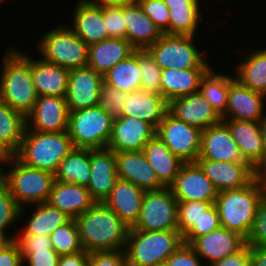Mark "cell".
<instances>
[{
  "instance_id": "cell-1",
  "label": "cell",
  "mask_w": 266,
  "mask_h": 266,
  "mask_svg": "<svg viewBox=\"0 0 266 266\" xmlns=\"http://www.w3.org/2000/svg\"><path fill=\"white\" fill-rule=\"evenodd\" d=\"M75 221L86 252L124 250L130 227L103 202H96Z\"/></svg>"
},
{
  "instance_id": "cell-2",
  "label": "cell",
  "mask_w": 266,
  "mask_h": 266,
  "mask_svg": "<svg viewBox=\"0 0 266 266\" xmlns=\"http://www.w3.org/2000/svg\"><path fill=\"white\" fill-rule=\"evenodd\" d=\"M265 195L266 174H260L246 186L218 192L214 204L221 227L237 232L246 239L253 227L257 206Z\"/></svg>"
},
{
  "instance_id": "cell-3",
  "label": "cell",
  "mask_w": 266,
  "mask_h": 266,
  "mask_svg": "<svg viewBox=\"0 0 266 266\" xmlns=\"http://www.w3.org/2000/svg\"><path fill=\"white\" fill-rule=\"evenodd\" d=\"M6 53L0 73V101L26 117L38 98L31 74V56L12 46Z\"/></svg>"
},
{
  "instance_id": "cell-4",
  "label": "cell",
  "mask_w": 266,
  "mask_h": 266,
  "mask_svg": "<svg viewBox=\"0 0 266 266\" xmlns=\"http://www.w3.org/2000/svg\"><path fill=\"white\" fill-rule=\"evenodd\" d=\"M74 148L67 131L38 132L25 128L21 146L15 157L28 167L55 174L60 162Z\"/></svg>"
},
{
  "instance_id": "cell-5",
  "label": "cell",
  "mask_w": 266,
  "mask_h": 266,
  "mask_svg": "<svg viewBox=\"0 0 266 266\" xmlns=\"http://www.w3.org/2000/svg\"><path fill=\"white\" fill-rule=\"evenodd\" d=\"M181 244L179 230L139 231L131 227L124 248L127 266H164Z\"/></svg>"
},
{
  "instance_id": "cell-6",
  "label": "cell",
  "mask_w": 266,
  "mask_h": 266,
  "mask_svg": "<svg viewBox=\"0 0 266 266\" xmlns=\"http://www.w3.org/2000/svg\"><path fill=\"white\" fill-rule=\"evenodd\" d=\"M9 164L11 168L3 171V183L21 207L20 217H24L26 205L48 201L55 177L49 171L24 165L16 157Z\"/></svg>"
},
{
  "instance_id": "cell-7",
  "label": "cell",
  "mask_w": 266,
  "mask_h": 266,
  "mask_svg": "<svg viewBox=\"0 0 266 266\" xmlns=\"http://www.w3.org/2000/svg\"><path fill=\"white\" fill-rule=\"evenodd\" d=\"M39 40L36 48L43 61L68 70L87 66L88 45L74 33L70 26L60 24Z\"/></svg>"
},
{
  "instance_id": "cell-8",
  "label": "cell",
  "mask_w": 266,
  "mask_h": 266,
  "mask_svg": "<svg viewBox=\"0 0 266 266\" xmlns=\"http://www.w3.org/2000/svg\"><path fill=\"white\" fill-rule=\"evenodd\" d=\"M114 118L99 105L69 111L68 134L76 148L106 149Z\"/></svg>"
},
{
  "instance_id": "cell-9",
  "label": "cell",
  "mask_w": 266,
  "mask_h": 266,
  "mask_svg": "<svg viewBox=\"0 0 266 266\" xmlns=\"http://www.w3.org/2000/svg\"><path fill=\"white\" fill-rule=\"evenodd\" d=\"M146 50L161 69L212 68L194 44V36L164 33Z\"/></svg>"
},
{
  "instance_id": "cell-10",
  "label": "cell",
  "mask_w": 266,
  "mask_h": 266,
  "mask_svg": "<svg viewBox=\"0 0 266 266\" xmlns=\"http://www.w3.org/2000/svg\"><path fill=\"white\" fill-rule=\"evenodd\" d=\"M178 201L169 187L145 191L140 214L132 227L139 231L178 230Z\"/></svg>"
},
{
  "instance_id": "cell-11",
  "label": "cell",
  "mask_w": 266,
  "mask_h": 266,
  "mask_svg": "<svg viewBox=\"0 0 266 266\" xmlns=\"http://www.w3.org/2000/svg\"><path fill=\"white\" fill-rule=\"evenodd\" d=\"M202 130L166 113L156 135L184 163L196 162L200 154Z\"/></svg>"
},
{
  "instance_id": "cell-12",
  "label": "cell",
  "mask_w": 266,
  "mask_h": 266,
  "mask_svg": "<svg viewBox=\"0 0 266 266\" xmlns=\"http://www.w3.org/2000/svg\"><path fill=\"white\" fill-rule=\"evenodd\" d=\"M169 188L178 202L215 203L218 195L213 183L196 162L184 163Z\"/></svg>"
},
{
  "instance_id": "cell-13",
  "label": "cell",
  "mask_w": 266,
  "mask_h": 266,
  "mask_svg": "<svg viewBox=\"0 0 266 266\" xmlns=\"http://www.w3.org/2000/svg\"><path fill=\"white\" fill-rule=\"evenodd\" d=\"M103 83V75L87 66L69 70L65 95L69 111L98 105Z\"/></svg>"
},
{
  "instance_id": "cell-14",
  "label": "cell",
  "mask_w": 266,
  "mask_h": 266,
  "mask_svg": "<svg viewBox=\"0 0 266 266\" xmlns=\"http://www.w3.org/2000/svg\"><path fill=\"white\" fill-rule=\"evenodd\" d=\"M69 109L65 96H38L32 111L26 116V128L38 132L68 130Z\"/></svg>"
},
{
  "instance_id": "cell-15",
  "label": "cell",
  "mask_w": 266,
  "mask_h": 266,
  "mask_svg": "<svg viewBox=\"0 0 266 266\" xmlns=\"http://www.w3.org/2000/svg\"><path fill=\"white\" fill-rule=\"evenodd\" d=\"M196 163L218 192L246 186L260 175L248 162H219L197 159Z\"/></svg>"
},
{
  "instance_id": "cell-16",
  "label": "cell",
  "mask_w": 266,
  "mask_h": 266,
  "mask_svg": "<svg viewBox=\"0 0 266 266\" xmlns=\"http://www.w3.org/2000/svg\"><path fill=\"white\" fill-rule=\"evenodd\" d=\"M222 119L259 122L265 113L266 96L241 85L234 76L228 74V98Z\"/></svg>"
},
{
  "instance_id": "cell-17",
  "label": "cell",
  "mask_w": 266,
  "mask_h": 266,
  "mask_svg": "<svg viewBox=\"0 0 266 266\" xmlns=\"http://www.w3.org/2000/svg\"><path fill=\"white\" fill-rule=\"evenodd\" d=\"M156 130L149 124L133 116L114 119L107 149L113 152L142 151Z\"/></svg>"
},
{
  "instance_id": "cell-18",
  "label": "cell",
  "mask_w": 266,
  "mask_h": 266,
  "mask_svg": "<svg viewBox=\"0 0 266 266\" xmlns=\"http://www.w3.org/2000/svg\"><path fill=\"white\" fill-rule=\"evenodd\" d=\"M238 145L242 158L260 174H265V153L258 122L222 119Z\"/></svg>"
},
{
  "instance_id": "cell-19",
  "label": "cell",
  "mask_w": 266,
  "mask_h": 266,
  "mask_svg": "<svg viewBox=\"0 0 266 266\" xmlns=\"http://www.w3.org/2000/svg\"><path fill=\"white\" fill-rule=\"evenodd\" d=\"M168 112L185 123L204 130L222 121L221 116L198 91L172 99Z\"/></svg>"
},
{
  "instance_id": "cell-20",
  "label": "cell",
  "mask_w": 266,
  "mask_h": 266,
  "mask_svg": "<svg viewBox=\"0 0 266 266\" xmlns=\"http://www.w3.org/2000/svg\"><path fill=\"white\" fill-rule=\"evenodd\" d=\"M246 244V239L239 233L224 227L196 238L190 245L200 259L211 264L238 252Z\"/></svg>"
},
{
  "instance_id": "cell-21",
  "label": "cell",
  "mask_w": 266,
  "mask_h": 266,
  "mask_svg": "<svg viewBox=\"0 0 266 266\" xmlns=\"http://www.w3.org/2000/svg\"><path fill=\"white\" fill-rule=\"evenodd\" d=\"M198 159L219 162H246L243 160L230 130L223 121L202 130Z\"/></svg>"
},
{
  "instance_id": "cell-22",
  "label": "cell",
  "mask_w": 266,
  "mask_h": 266,
  "mask_svg": "<svg viewBox=\"0 0 266 266\" xmlns=\"http://www.w3.org/2000/svg\"><path fill=\"white\" fill-rule=\"evenodd\" d=\"M115 158L119 179L129 181L144 191L164 188L143 151L115 152Z\"/></svg>"
},
{
  "instance_id": "cell-23",
  "label": "cell",
  "mask_w": 266,
  "mask_h": 266,
  "mask_svg": "<svg viewBox=\"0 0 266 266\" xmlns=\"http://www.w3.org/2000/svg\"><path fill=\"white\" fill-rule=\"evenodd\" d=\"M90 180L86 187L95 202H104L117 177L115 152L109 149H90Z\"/></svg>"
},
{
  "instance_id": "cell-24",
  "label": "cell",
  "mask_w": 266,
  "mask_h": 266,
  "mask_svg": "<svg viewBox=\"0 0 266 266\" xmlns=\"http://www.w3.org/2000/svg\"><path fill=\"white\" fill-rule=\"evenodd\" d=\"M73 20L70 28L88 46L99 43L107 38L108 31L103 20V7L95 5L89 0L76 2ZM72 26V27H71Z\"/></svg>"
},
{
  "instance_id": "cell-25",
  "label": "cell",
  "mask_w": 266,
  "mask_h": 266,
  "mask_svg": "<svg viewBox=\"0 0 266 266\" xmlns=\"http://www.w3.org/2000/svg\"><path fill=\"white\" fill-rule=\"evenodd\" d=\"M144 194L145 191L143 189L129 181L118 178L103 203L131 228L139 217Z\"/></svg>"
},
{
  "instance_id": "cell-26",
  "label": "cell",
  "mask_w": 266,
  "mask_h": 266,
  "mask_svg": "<svg viewBox=\"0 0 266 266\" xmlns=\"http://www.w3.org/2000/svg\"><path fill=\"white\" fill-rule=\"evenodd\" d=\"M123 18L126 24V40L136 50H146L164 34L138 3L123 6Z\"/></svg>"
},
{
  "instance_id": "cell-27",
  "label": "cell",
  "mask_w": 266,
  "mask_h": 266,
  "mask_svg": "<svg viewBox=\"0 0 266 266\" xmlns=\"http://www.w3.org/2000/svg\"><path fill=\"white\" fill-rule=\"evenodd\" d=\"M168 112V101L161 95L138 90L127 94L122 116L135 117L155 130Z\"/></svg>"
},
{
  "instance_id": "cell-28",
  "label": "cell",
  "mask_w": 266,
  "mask_h": 266,
  "mask_svg": "<svg viewBox=\"0 0 266 266\" xmlns=\"http://www.w3.org/2000/svg\"><path fill=\"white\" fill-rule=\"evenodd\" d=\"M47 203L75 219L96 202L86 187L54 181Z\"/></svg>"
},
{
  "instance_id": "cell-29",
  "label": "cell",
  "mask_w": 266,
  "mask_h": 266,
  "mask_svg": "<svg viewBox=\"0 0 266 266\" xmlns=\"http://www.w3.org/2000/svg\"><path fill=\"white\" fill-rule=\"evenodd\" d=\"M135 50L126 39L107 38L88 46L87 67L104 75L118 62L127 59Z\"/></svg>"
},
{
  "instance_id": "cell-30",
  "label": "cell",
  "mask_w": 266,
  "mask_h": 266,
  "mask_svg": "<svg viewBox=\"0 0 266 266\" xmlns=\"http://www.w3.org/2000/svg\"><path fill=\"white\" fill-rule=\"evenodd\" d=\"M211 68H191L185 70L162 69L161 96L168 102L180 96L198 92L202 78Z\"/></svg>"
},
{
  "instance_id": "cell-31",
  "label": "cell",
  "mask_w": 266,
  "mask_h": 266,
  "mask_svg": "<svg viewBox=\"0 0 266 266\" xmlns=\"http://www.w3.org/2000/svg\"><path fill=\"white\" fill-rule=\"evenodd\" d=\"M31 74L38 96H65L69 70L31 57Z\"/></svg>"
},
{
  "instance_id": "cell-32",
  "label": "cell",
  "mask_w": 266,
  "mask_h": 266,
  "mask_svg": "<svg viewBox=\"0 0 266 266\" xmlns=\"http://www.w3.org/2000/svg\"><path fill=\"white\" fill-rule=\"evenodd\" d=\"M147 161L155 171L159 182L169 187L179 173L184 162L155 135L142 150Z\"/></svg>"
},
{
  "instance_id": "cell-33",
  "label": "cell",
  "mask_w": 266,
  "mask_h": 266,
  "mask_svg": "<svg viewBox=\"0 0 266 266\" xmlns=\"http://www.w3.org/2000/svg\"><path fill=\"white\" fill-rule=\"evenodd\" d=\"M90 149L74 148L60 162L55 181L87 187L90 180Z\"/></svg>"
},
{
  "instance_id": "cell-34",
  "label": "cell",
  "mask_w": 266,
  "mask_h": 266,
  "mask_svg": "<svg viewBox=\"0 0 266 266\" xmlns=\"http://www.w3.org/2000/svg\"><path fill=\"white\" fill-rule=\"evenodd\" d=\"M249 55L237 65L234 78L241 85L266 96V48Z\"/></svg>"
},
{
  "instance_id": "cell-35",
  "label": "cell",
  "mask_w": 266,
  "mask_h": 266,
  "mask_svg": "<svg viewBox=\"0 0 266 266\" xmlns=\"http://www.w3.org/2000/svg\"><path fill=\"white\" fill-rule=\"evenodd\" d=\"M103 77L105 84L125 93L140 90L139 50H135L127 59L118 62Z\"/></svg>"
},
{
  "instance_id": "cell-36",
  "label": "cell",
  "mask_w": 266,
  "mask_h": 266,
  "mask_svg": "<svg viewBox=\"0 0 266 266\" xmlns=\"http://www.w3.org/2000/svg\"><path fill=\"white\" fill-rule=\"evenodd\" d=\"M34 207L22 233L50 236L57 227L65 225L72 219L65 212L47 202L34 204Z\"/></svg>"
},
{
  "instance_id": "cell-37",
  "label": "cell",
  "mask_w": 266,
  "mask_h": 266,
  "mask_svg": "<svg viewBox=\"0 0 266 266\" xmlns=\"http://www.w3.org/2000/svg\"><path fill=\"white\" fill-rule=\"evenodd\" d=\"M26 128V117L0 101V141L14 154L19 151Z\"/></svg>"
},
{
  "instance_id": "cell-38",
  "label": "cell",
  "mask_w": 266,
  "mask_h": 266,
  "mask_svg": "<svg viewBox=\"0 0 266 266\" xmlns=\"http://www.w3.org/2000/svg\"><path fill=\"white\" fill-rule=\"evenodd\" d=\"M199 92L214 110L222 116L227 107L228 74L217 73L211 68L202 78Z\"/></svg>"
},
{
  "instance_id": "cell-39",
  "label": "cell",
  "mask_w": 266,
  "mask_h": 266,
  "mask_svg": "<svg viewBox=\"0 0 266 266\" xmlns=\"http://www.w3.org/2000/svg\"><path fill=\"white\" fill-rule=\"evenodd\" d=\"M169 10V35L194 36L202 20L200 7H179Z\"/></svg>"
},
{
  "instance_id": "cell-40",
  "label": "cell",
  "mask_w": 266,
  "mask_h": 266,
  "mask_svg": "<svg viewBox=\"0 0 266 266\" xmlns=\"http://www.w3.org/2000/svg\"><path fill=\"white\" fill-rule=\"evenodd\" d=\"M53 249L59 255L75 254L84 251L75 219L57 227L50 235Z\"/></svg>"
},
{
  "instance_id": "cell-41",
  "label": "cell",
  "mask_w": 266,
  "mask_h": 266,
  "mask_svg": "<svg viewBox=\"0 0 266 266\" xmlns=\"http://www.w3.org/2000/svg\"><path fill=\"white\" fill-rule=\"evenodd\" d=\"M140 90L161 95L162 69L147 50H139Z\"/></svg>"
},
{
  "instance_id": "cell-42",
  "label": "cell",
  "mask_w": 266,
  "mask_h": 266,
  "mask_svg": "<svg viewBox=\"0 0 266 266\" xmlns=\"http://www.w3.org/2000/svg\"><path fill=\"white\" fill-rule=\"evenodd\" d=\"M220 226L217 207L212 204L183 235V243L191 244L196 238L206 235Z\"/></svg>"
},
{
  "instance_id": "cell-43",
  "label": "cell",
  "mask_w": 266,
  "mask_h": 266,
  "mask_svg": "<svg viewBox=\"0 0 266 266\" xmlns=\"http://www.w3.org/2000/svg\"><path fill=\"white\" fill-rule=\"evenodd\" d=\"M212 204L214 203L203 201L178 202L177 223L179 232L184 235Z\"/></svg>"
},
{
  "instance_id": "cell-44",
  "label": "cell",
  "mask_w": 266,
  "mask_h": 266,
  "mask_svg": "<svg viewBox=\"0 0 266 266\" xmlns=\"http://www.w3.org/2000/svg\"><path fill=\"white\" fill-rule=\"evenodd\" d=\"M21 207L11 195L8 187L0 184V231L6 232L15 221L20 219Z\"/></svg>"
},
{
  "instance_id": "cell-45",
  "label": "cell",
  "mask_w": 266,
  "mask_h": 266,
  "mask_svg": "<svg viewBox=\"0 0 266 266\" xmlns=\"http://www.w3.org/2000/svg\"><path fill=\"white\" fill-rule=\"evenodd\" d=\"M127 94L116 87L103 83L99 96V106L111 117L122 116L123 104L127 100Z\"/></svg>"
},
{
  "instance_id": "cell-46",
  "label": "cell",
  "mask_w": 266,
  "mask_h": 266,
  "mask_svg": "<svg viewBox=\"0 0 266 266\" xmlns=\"http://www.w3.org/2000/svg\"><path fill=\"white\" fill-rule=\"evenodd\" d=\"M137 3L163 33L169 35V8L163 0H137Z\"/></svg>"
},
{
  "instance_id": "cell-47",
  "label": "cell",
  "mask_w": 266,
  "mask_h": 266,
  "mask_svg": "<svg viewBox=\"0 0 266 266\" xmlns=\"http://www.w3.org/2000/svg\"><path fill=\"white\" fill-rule=\"evenodd\" d=\"M103 20L109 38L126 39V24L123 18V6L103 7Z\"/></svg>"
},
{
  "instance_id": "cell-48",
  "label": "cell",
  "mask_w": 266,
  "mask_h": 266,
  "mask_svg": "<svg viewBox=\"0 0 266 266\" xmlns=\"http://www.w3.org/2000/svg\"><path fill=\"white\" fill-rule=\"evenodd\" d=\"M246 245L266 246V195L257 206L254 224L246 238Z\"/></svg>"
},
{
  "instance_id": "cell-49",
  "label": "cell",
  "mask_w": 266,
  "mask_h": 266,
  "mask_svg": "<svg viewBox=\"0 0 266 266\" xmlns=\"http://www.w3.org/2000/svg\"><path fill=\"white\" fill-rule=\"evenodd\" d=\"M23 266H58L60 255L55 250H20ZM27 261V262H26Z\"/></svg>"
},
{
  "instance_id": "cell-50",
  "label": "cell",
  "mask_w": 266,
  "mask_h": 266,
  "mask_svg": "<svg viewBox=\"0 0 266 266\" xmlns=\"http://www.w3.org/2000/svg\"><path fill=\"white\" fill-rule=\"evenodd\" d=\"M190 244L183 243L168 257L164 266H204Z\"/></svg>"
},
{
  "instance_id": "cell-51",
  "label": "cell",
  "mask_w": 266,
  "mask_h": 266,
  "mask_svg": "<svg viewBox=\"0 0 266 266\" xmlns=\"http://www.w3.org/2000/svg\"><path fill=\"white\" fill-rule=\"evenodd\" d=\"M89 266H127L124 250L90 252Z\"/></svg>"
},
{
  "instance_id": "cell-52",
  "label": "cell",
  "mask_w": 266,
  "mask_h": 266,
  "mask_svg": "<svg viewBox=\"0 0 266 266\" xmlns=\"http://www.w3.org/2000/svg\"><path fill=\"white\" fill-rule=\"evenodd\" d=\"M18 235L15 236L14 241L18 244L19 250H54L50 236L30 233Z\"/></svg>"
},
{
  "instance_id": "cell-53",
  "label": "cell",
  "mask_w": 266,
  "mask_h": 266,
  "mask_svg": "<svg viewBox=\"0 0 266 266\" xmlns=\"http://www.w3.org/2000/svg\"><path fill=\"white\" fill-rule=\"evenodd\" d=\"M210 266H251L249 246L245 244L238 252L226 256Z\"/></svg>"
},
{
  "instance_id": "cell-54",
  "label": "cell",
  "mask_w": 266,
  "mask_h": 266,
  "mask_svg": "<svg viewBox=\"0 0 266 266\" xmlns=\"http://www.w3.org/2000/svg\"><path fill=\"white\" fill-rule=\"evenodd\" d=\"M0 266H23L18 244L14 240L0 251Z\"/></svg>"
},
{
  "instance_id": "cell-55",
  "label": "cell",
  "mask_w": 266,
  "mask_h": 266,
  "mask_svg": "<svg viewBox=\"0 0 266 266\" xmlns=\"http://www.w3.org/2000/svg\"><path fill=\"white\" fill-rule=\"evenodd\" d=\"M58 266H89V253L84 251L60 255Z\"/></svg>"
},
{
  "instance_id": "cell-56",
  "label": "cell",
  "mask_w": 266,
  "mask_h": 266,
  "mask_svg": "<svg viewBox=\"0 0 266 266\" xmlns=\"http://www.w3.org/2000/svg\"><path fill=\"white\" fill-rule=\"evenodd\" d=\"M251 266H266V246H249Z\"/></svg>"
},
{
  "instance_id": "cell-57",
  "label": "cell",
  "mask_w": 266,
  "mask_h": 266,
  "mask_svg": "<svg viewBox=\"0 0 266 266\" xmlns=\"http://www.w3.org/2000/svg\"><path fill=\"white\" fill-rule=\"evenodd\" d=\"M168 8L200 7V0H163Z\"/></svg>"
},
{
  "instance_id": "cell-58",
  "label": "cell",
  "mask_w": 266,
  "mask_h": 266,
  "mask_svg": "<svg viewBox=\"0 0 266 266\" xmlns=\"http://www.w3.org/2000/svg\"><path fill=\"white\" fill-rule=\"evenodd\" d=\"M89 1L95 5H99L102 7L106 6L122 7L137 3V0H89Z\"/></svg>"
},
{
  "instance_id": "cell-59",
  "label": "cell",
  "mask_w": 266,
  "mask_h": 266,
  "mask_svg": "<svg viewBox=\"0 0 266 266\" xmlns=\"http://www.w3.org/2000/svg\"><path fill=\"white\" fill-rule=\"evenodd\" d=\"M15 157V154L4 144L0 141V165L4 166V163H9Z\"/></svg>"
},
{
  "instance_id": "cell-60",
  "label": "cell",
  "mask_w": 266,
  "mask_h": 266,
  "mask_svg": "<svg viewBox=\"0 0 266 266\" xmlns=\"http://www.w3.org/2000/svg\"><path fill=\"white\" fill-rule=\"evenodd\" d=\"M258 123H259L260 130H261L263 148H264V153H265V174H266V111Z\"/></svg>"
},
{
  "instance_id": "cell-61",
  "label": "cell",
  "mask_w": 266,
  "mask_h": 266,
  "mask_svg": "<svg viewBox=\"0 0 266 266\" xmlns=\"http://www.w3.org/2000/svg\"><path fill=\"white\" fill-rule=\"evenodd\" d=\"M15 238V235L7 236L5 232L0 231V251L3 250L7 245H9Z\"/></svg>"
},
{
  "instance_id": "cell-62",
  "label": "cell",
  "mask_w": 266,
  "mask_h": 266,
  "mask_svg": "<svg viewBox=\"0 0 266 266\" xmlns=\"http://www.w3.org/2000/svg\"><path fill=\"white\" fill-rule=\"evenodd\" d=\"M3 168L2 166L0 165V184L3 182Z\"/></svg>"
}]
</instances>
